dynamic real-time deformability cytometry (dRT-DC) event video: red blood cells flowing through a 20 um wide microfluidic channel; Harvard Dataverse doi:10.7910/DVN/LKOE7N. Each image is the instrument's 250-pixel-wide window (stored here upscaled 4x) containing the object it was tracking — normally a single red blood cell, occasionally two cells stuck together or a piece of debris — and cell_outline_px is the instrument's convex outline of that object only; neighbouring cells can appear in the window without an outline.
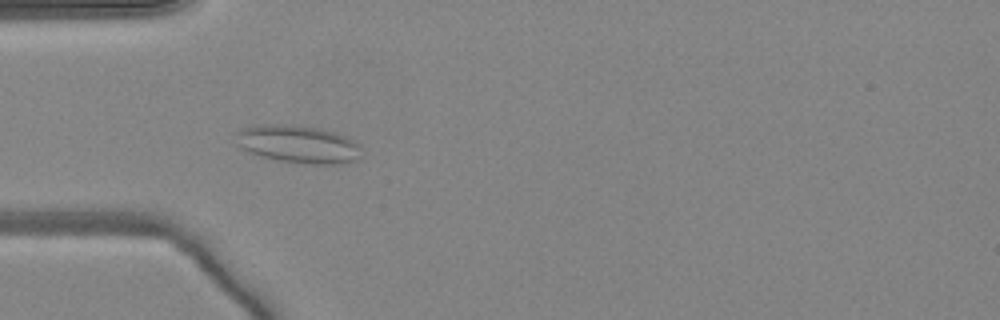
{"species": "common noctule bat (a hibernating species)", "species_latin": "Nyctalus noctula", "temperature_condition": "warm", "stored_images_in_passage": 51, "camera_frame_rate_fps": 3000, "um_per_image_px": 0.085, "animal": {"sex": "female", "body_mass_g": 24.6, "forearm_length_mm": 56.2}, "frame": {"image": 1, "passage_image": 16, "time_ms": 5.0, "image_size_px": [1000, 320], "cell_outline_px": [[360, 156], [356, 160], [340, 164], [300, 164], [276, 160], [248, 152], [240, 148], [236, 144], [236, 132], [240, 128], [252, 124], [292, 124], [320, 128], [344, 136], [360, 144]], "centroid_in_image_um": [25.28, 12.25], "position_along_channel_um": 59.7, "area_um2": 28.15}}
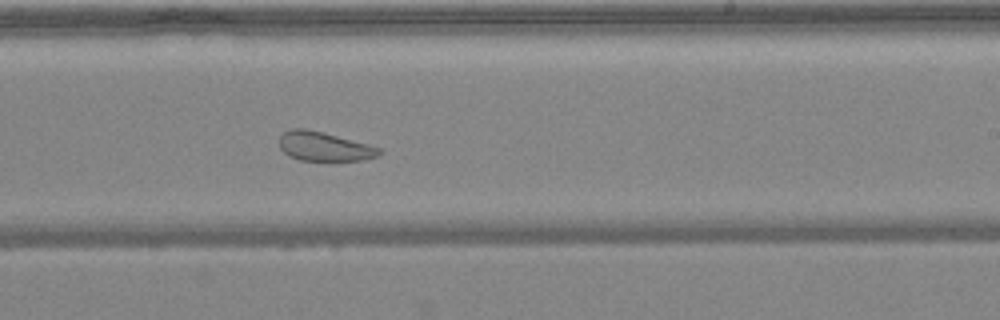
{"frame": {"image": 2, "passage_image": 31, "time_ms": 10.0, "image_size_px": [1000, 320], "cell_outline_px": [[384, 152], [376, 156], [364, 160], [300, 160], [288, 156], [280, 148], [280, 136], [284, 132], [292, 128], [304, 128], [368, 144], [380, 148]], "centroid_in_image_um": [27.55, 12.46], "position_along_channel_um": 261.5, "area_um2": 16.7}}
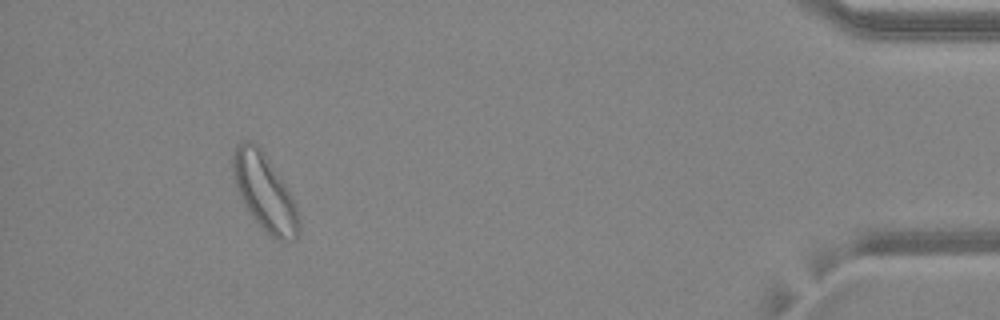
{"frame": {"image": 3, "passage_image": 47, "time_ms": 15.333, "image_size_px": [1000, 320], "cell_outline_px": [[300, 232], [292, 240], [284, 244], [272, 236], [252, 216], [244, 204], [236, 188], [232, 176], [232, 152], [236, 144], [240, 140], [252, 140], [264, 152], [292, 196], [296, 204], [300, 220]], "centroid_in_image_um": [22.48, 16.31], "position_along_channel_um": 412.7, "area_um2": 29.54}, "authors_computed_cell_mechanics": {"area_um2": 26.1256, "velocity_mm_per_s": 4.0825, "shape_relaxation_time_tau1_ms": null, "shape_relaxation_time_tau2_ms": 1.741, "deformation_change_tau1": null, "deformation_change_tau2": 0.0817}}